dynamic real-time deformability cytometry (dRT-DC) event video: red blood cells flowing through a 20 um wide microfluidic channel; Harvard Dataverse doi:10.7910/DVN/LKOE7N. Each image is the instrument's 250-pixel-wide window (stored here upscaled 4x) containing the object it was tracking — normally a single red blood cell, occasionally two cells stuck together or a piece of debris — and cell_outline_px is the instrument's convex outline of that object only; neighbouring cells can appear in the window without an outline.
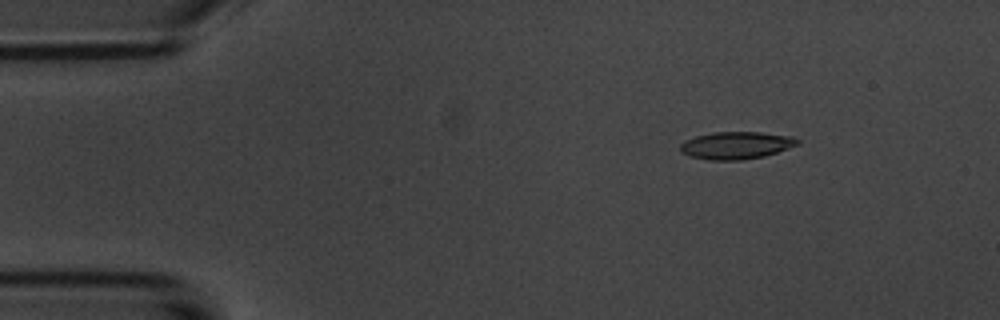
{"species": "common noctule bat (a hibernating species)", "species_latin": "Nyctalus noctula", "temperature_condition": "room temperature", "stored_images_in_passage": 5, "camera_frame_rate_fps": 3000, "um_per_image_px": 0.085, "animal": {"sex": "male", "body_mass_g": 20.1, "forearm_length_mm": 53.5}, "frame": {"image": 1, "passage_image": 3, "time_ms": 2.333, "image_size_px": [1000, 320], "cell_outline_px": [[800, 144], [764, 156], [740, 160], [708, 160], [692, 156], [680, 152], [680, 144], [696, 136], [712, 132], [760, 132], [792, 136], [800, 140]], "centroid_in_image_um": [62.6, 12.35], "position_along_channel_um": 22.4, "area_um2": 18.61}}
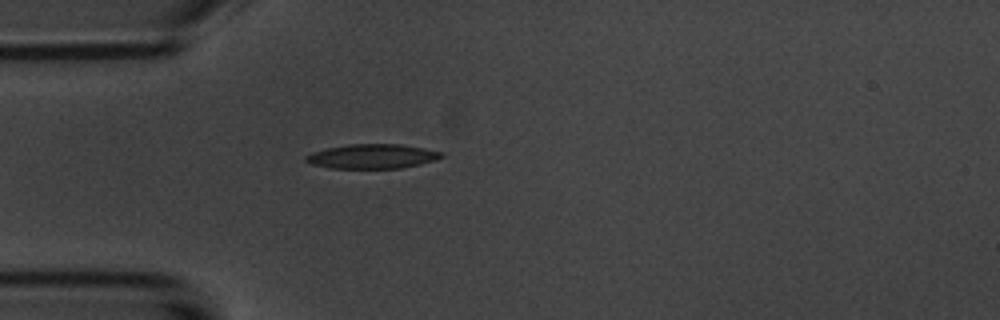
{"frame": {"image": 2, "passage_image": 5, "time_ms": 5.0, "image_size_px": [1000, 320], "cell_outline_px": [[444, 156], [436, 160], [420, 164], [400, 168], [328, 168], [312, 164], [304, 160], [304, 156], [312, 152], [328, 148], [348, 144], [400, 144], [424, 148], [444, 152]], "centroid_in_image_um": [31.65, 13.29], "position_along_channel_um": 53.3, "area_um2": 19.36}}